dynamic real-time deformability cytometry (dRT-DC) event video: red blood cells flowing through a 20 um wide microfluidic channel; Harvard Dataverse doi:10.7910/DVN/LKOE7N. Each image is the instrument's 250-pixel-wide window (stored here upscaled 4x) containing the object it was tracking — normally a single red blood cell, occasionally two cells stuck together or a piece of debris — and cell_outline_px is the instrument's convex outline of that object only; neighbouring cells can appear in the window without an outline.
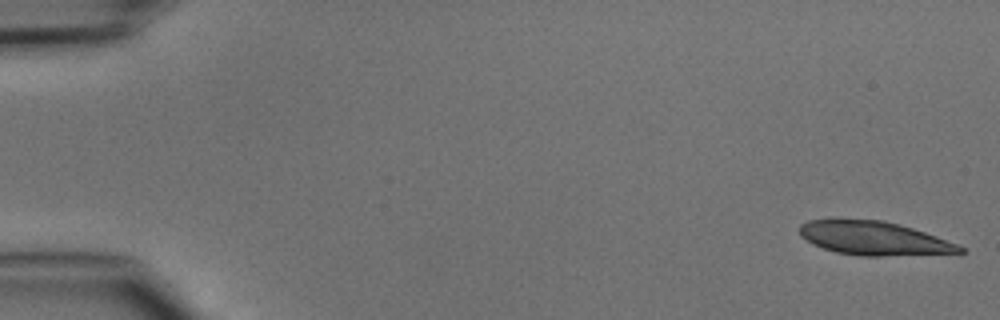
{"species": "common noctule bat (a hibernating species)", "species_latin": "Nyctalus noctula", "temperature_condition": "cold", "stored_images_in_passage": 48, "segment_of_instrument_passage": [1, 2], "camera_frame_rate_fps": 3000, "um_per_image_px": 0.085, "animal": {"sex": "male", "body_mass_g": 15.6}, "frame": {"image": 1, "passage_image": 1, "time_ms": 0.0, "image_size_px": [1000, 320], "cell_outline_px": [[964, 252], [880, 256], [860, 256], [836, 252], [812, 244], [800, 236], [800, 224], [808, 220], [828, 216], [840, 216], [884, 220], [912, 228], [936, 236], [956, 244], [964, 248]], "centroid_in_image_um": [74.13, 20.19], "position_along_channel_um": 10.9, "area_um2": 32.19}}